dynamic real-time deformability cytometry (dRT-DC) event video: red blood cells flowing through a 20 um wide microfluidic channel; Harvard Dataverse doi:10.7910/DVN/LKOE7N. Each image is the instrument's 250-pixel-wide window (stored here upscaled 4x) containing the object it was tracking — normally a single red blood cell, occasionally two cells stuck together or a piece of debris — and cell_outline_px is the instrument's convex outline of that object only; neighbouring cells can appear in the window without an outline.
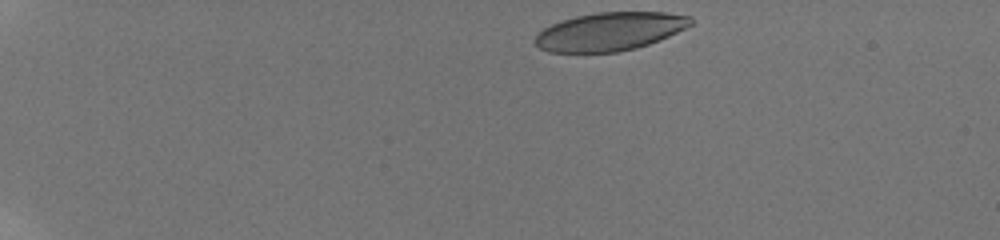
{"species": "human", "species_latin": "Homo sapiens", "temperature_condition": "room temperature", "stored_images_in_passage": 9, "camera_frame_rate_fps": 3000, "um_per_image_px": 0.085, "donor": {"sex": "male"}, "frame": {"image": 1, "passage_image": 1, "time_ms": 0.0, "image_size_px": [1000, 240], "cell_outline_px": [[692, 24], [660, 40], [636, 48], [616, 52], [548, 52], [540, 48], [532, 40], [536, 32], [560, 20], [576, 16], [596, 12], [664, 12], [692, 16]], "centroid_in_image_um": [51.79, 2.67], "position_along_channel_um": 33.2, "area_um2": 34.85}}
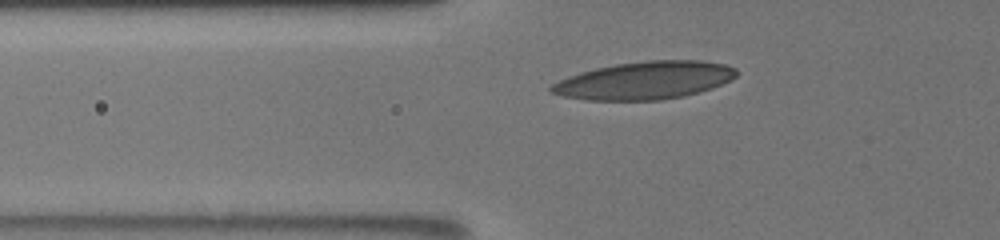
{"frame": {"image": 2, "passage_image": 8, "time_ms": 3.667, "image_size_px": [1000, 240], "cell_outline_px": [[736, 76], [732, 80], [712, 88], [684, 96], [660, 100], [588, 100], [564, 96], [552, 92], [548, 88], [552, 84], [568, 76], [580, 72], [596, 68], [616, 64], [648, 60], [700, 60], [724, 64], [736, 68]], "centroid_in_image_um": [54.81, 6.83], "position_along_channel_um": 71.0, "area_um2": 40.63}}